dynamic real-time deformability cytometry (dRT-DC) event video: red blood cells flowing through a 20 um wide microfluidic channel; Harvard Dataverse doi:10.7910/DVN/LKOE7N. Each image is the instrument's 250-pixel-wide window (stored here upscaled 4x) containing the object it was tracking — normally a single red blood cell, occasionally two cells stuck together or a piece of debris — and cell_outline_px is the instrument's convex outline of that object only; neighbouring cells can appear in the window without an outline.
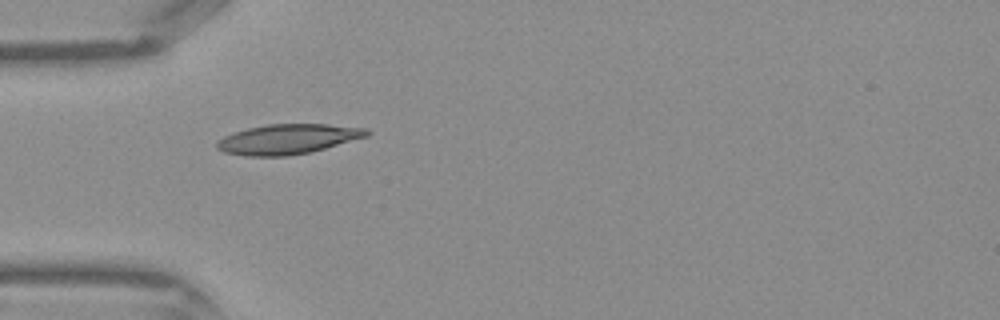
{"species": "Egyptian fruit bat (a non-hibernating species)", "species_latin": "Rousettus aegyptiacus", "temperature_condition": "warm", "stored_images_in_passage": 31, "camera_frame_rate_fps": 3000, "um_per_image_px": 0.085, "frame": {"image": 1, "passage_image": 1, "time_ms": 0.0, "image_size_px": [1000, 320], "cell_outline_px": [[372, 132], [368, 136], [312, 152], [288, 156], [244, 156], [224, 152], [216, 148], [216, 140], [224, 136], [248, 128], [268, 124], [328, 124], [368, 128]], "centroid_in_image_um": [24.49, 11.83], "position_along_channel_um": 60.5, "area_um2": 26.36}}
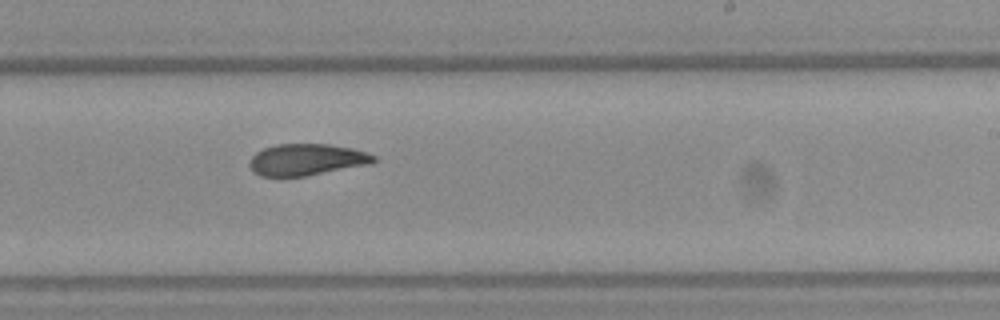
{"frame": {"image": 2, "passage_image": 14, "time_ms": 4.333, "image_size_px": [1000, 320], "cell_outline_px": [[376, 160], [372, 164], [308, 176], [260, 176], [252, 172], [248, 164], [252, 156], [256, 152], [264, 148], [276, 144], [328, 144], [352, 148], [376, 156]], "centroid_in_image_um": [26.06, 13.58], "position_along_channel_um": 262.9, "area_um2": 23.06}}
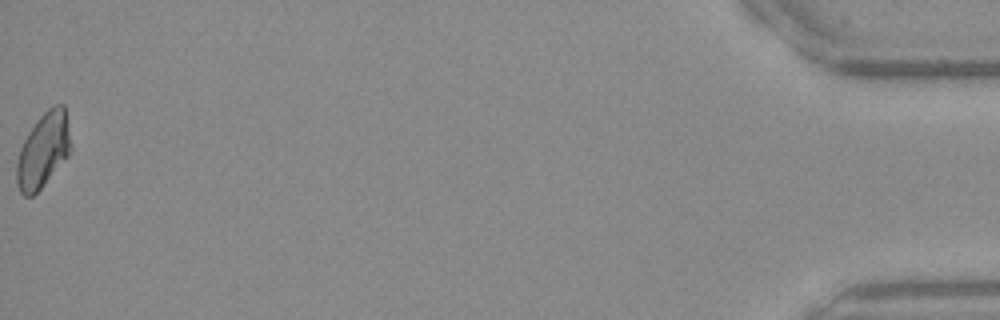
{"frame": {"image": 3, "passage_image": 31, "time_ms": 10.0, "image_size_px": [1000, 320], "cell_outline_px": [[72, 148], [68, 156], [40, 188], [32, 196], [24, 196], [20, 192], [16, 184], [16, 164], [20, 148], [28, 132], [36, 120], [48, 108], [56, 104], [64, 104], [72, 144]], "centroid_in_image_um": [3.68, 12.75], "position_along_channel_um": 431.5, "area_um2": 23.58}}